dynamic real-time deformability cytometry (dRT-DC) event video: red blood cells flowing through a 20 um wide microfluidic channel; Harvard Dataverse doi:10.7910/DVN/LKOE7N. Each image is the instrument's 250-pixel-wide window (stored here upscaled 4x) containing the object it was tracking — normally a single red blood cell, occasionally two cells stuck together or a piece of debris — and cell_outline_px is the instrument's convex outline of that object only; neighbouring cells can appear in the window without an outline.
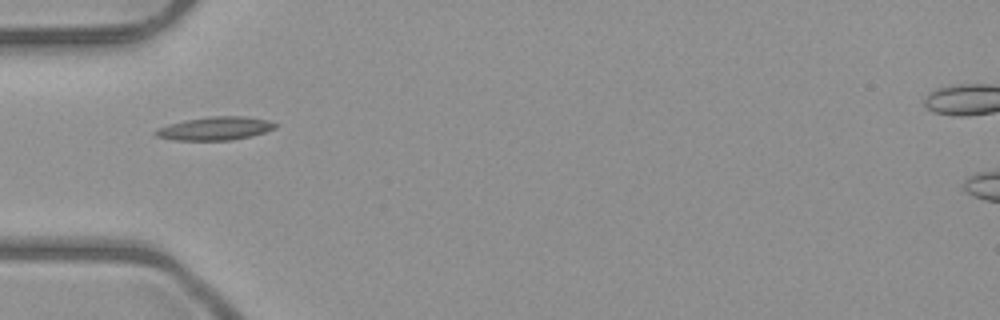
{"species": "common noctule bat (a hibernating species)", "species_latin": "Nyctalus noctula", "temperature_condition": "room temperature", "stored_images_in_passage": 2, "camera_frame_rate_fps": 3000, "um_per_image_px": 0.085, "animal": {"sex": "male", "body_mass_g": 23.1, "forearm_length_mm": 52.7}, "frame": {"image": 1, "passage_image": 1, "time_ms": 0.0, "image_size_px": [1000, 320], "cell_outline_px": [[276, 128], [252, 136], [232, 140], [176, 140], [156, 136], [152, 132], [156, 128], [168, 124], [184, 120], [212, 116], [244, 116], [268, 120], [276, 124]], "centroid_in_image_um": [18.26, 10.92], "position_along_channel_um": 66.7, "area_um2": 16.3}}
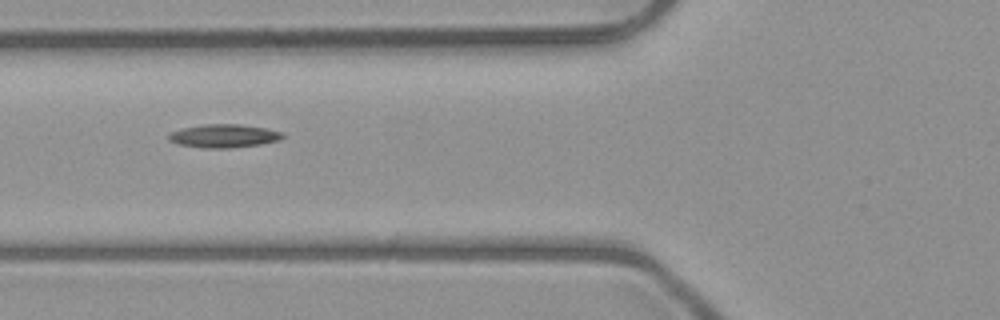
{"frame": {"image": 2, "passage_image": 2, "time_ms": 1.0, "image_size_px": [1000, 320], "cell_outline_px": [[284, 136], [280, 140], [260, 144], [228, 148], [208, 148], [180, 144], [168, 140], [168, 132], [180, 128], [204, 124], [240, 124], [264, 128], [284, 132]], "centroid_in_image_um": [19.01, 11.54], "position_along_channel_um": 106.8, "area_um2": 15.49}}